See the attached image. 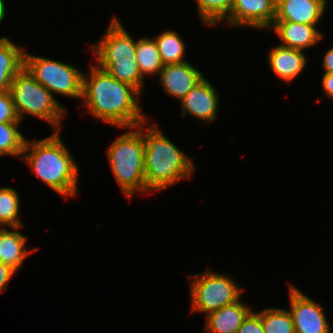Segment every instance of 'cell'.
I'll return each instance as SVG.
<instances>
[{
    "instance_id": "30",
    "label": "cell",
    "mask_w": 333,
    "mask_h": 333,
    "mask_svg": "<svg viewBox=\"0 0 333 333\" xmlns=\"http://www.w3.org/2000/svg\"><path fill=\"white\" fill-rule=\"evenodd\" d=\"M6 4L4 0H0V24L2 23L3 19L6 17Z\"/></svg>"
},
{
    "instance_id": "5",
    "label": "cell",
    "mask_w": 333,
    "mask_h": 333,
    "mask_svg": "<svg viewBox=\"0 0 333 333\" xmlns=\"http://www.w3.org/2000/svg\"><path fill=\"white\" fill-rule=\"evenodd\" d=\"M131 130V131H129ZM116 138L107 150L111 172L121 192L130 200L139 192L151 193L146 188L144 169V142L141 124L128 128Z\"/></svg>"
},
{
    "instance_id": "8",
    "label": "cell",
    "mask_w": 333,
    "mask_h": 333,
    "mask_svg": "<svg viewBox=\"0 0 333 333\" xmlns=\"http://www.w3.org/2000/svg\"><path fill=\"white\" fill-rule=\"evenodd\" d=\"M24 67L54 97L82 99L83 71L76 66L25 51Z\"/></svg>"
},
{
    "instance_id": "26",
    "label": "cell",
    "mask_w": 333,
    "mask_h": 333,
    "mask_svg": "<svg viewBox=\"0 0 333 333\" xmlns=\"http://www.w3.org/2000/svg\"><path fill=\"white\" fill-rule=\"evenodd\" d=\"M237 333H265L261 316L256 312V310H252L248 314L241 326L238 328Z\"/></svg>"
},
{
    "instance_id": "24",
    "label": "cell",
    "mask_w": 333,
    "mask_h": 333,
    "mask_svg": "<svg viewBox=\"0 0 333 333\" xmlns=\"http://www.w3.org/2000/svg\"><path fill=\"white\" fill-rule=\"evenodd\" d=\"M256 312L261 316L265 333H295L288 309L270 307Z\"/></svg>"
},
{
    "instance_id": "12",
    "label": "cell",
    "mask_w": 333,
    "mask_h": 333,
    "mask_svg": "<svg viewBox=\"0 0 333 333\" xmlns=\"http://www.w3.org/2000/svg\"><path fill=\"white\" fill-rule=\"evenodd\" d=\"M159 77L158 84L162 86L164 93L180 101L204 77V74L186 61L164 65Z\"/></svg>"
},
{
    "instance_id": "19",
    "label": "cell",
    "mask_w": 333,
    "mask_h": 333,
    "mask_svg": "<svg viewBox=\"0 0 333 333\" xmlns=\"http://www.w3.org/2000/svg\"><path fill=\"white\" fill-rule=\"evenodd\" d=\"M154 40L164 65L180 64L189 61L184 58L186 55L185 43L176 31L171 29L164 30Z\"/></svg>"
},
{
    "instance_id": "16",
    "label": "cell",
    "mask_w": 333,
    "mask_h": 333,
    "mask_svg": "<svg viewBox=\"0 0 333 333\" xmlns=\"http://www.w3.org/2000/svg\"><path fill=\"white\" fill-rule=\"evenodd\" d=\"M252 307L244 304L241 299L236 303L207 314L205 328L207 333H237L244 319L252 311Z\"/></svg>"
},
{
    "instance_id": "4",
    "label": "cell",
    "mask_w": 333,
    "mask_h": 333,
    "mask_svg": "<svg viewBox=\"0 0 333 333\" xmlns=\"http://www.w3.org/2000/svg\"><path fill=\"white\" fill-rule=\"evenodd\" d=\"M136 46L137 40L129 35L115 16L108 24L104 36L91 45L90 51L94 53L95 64L99 68L143 93L145 81L136 61Z\"/></svg>"
},
{
    "instance_id": "10",
    "label": "cell",
    "mask_w": 333,
    "mask_h": 333,
    "mask_svg": "<svg viewBox=\"0 0 333 333\" xmlns=\"http://www.w3.org/2000/svg\"><path fill=\"white\" fill-rule=\"evenodd\" d=\"M276 0H234L226 26L268 30L275 21Z\"/></svg>"
},
{
    "instance_id": "2",
    "label": "cell",
    "mask_w": 333,
    "mask_h": 333,
    "mask_svg": "<svg viewBox=\"0 0 333 333\" xmlns=\"http://www.w3.org/2000/svg\"><path fill=\"white\" fill-rule=\"evenodd\" d=\"M61 131L39 140H27L22 160L37 178L63 198L75 197L79 167L60 136Z\"/></svg>"
},
{
    "instance_id": "25",
    "label": "cell",
    "mask_w": 333,
    "mask_h": 333,
    "mask_svg": "<svg viewBox=\"0 0 333 333\" xmlns=\"http://www.w3.org/2000/svg\"><path fill=\"white\" fill-rule=\"evenodd\" d=\"M21 122L16 113L9 91L0 92V123Z\"/></svg>"
},
{
    "instance_id": "3",
    "label": "cell",
    "mask_w": 333,
    "mask_h": 333,
    "mask_svg": "<svg viewBox=\"0 0 333 333\" xmlns=\"http://www.w3.org/2000/svg\"><path fill=\"white\" fill-rule=\"evenodd\" d=\"M145 124L147 126L146 122L141 123V136L144 142L146 188L156 193L174 186L180 180L190 179L195 170L193 159L172 143L157 124L147 129Z\"/></svg>"
},
{
    "instance_id": "1",
    "label": "cell",
    "mask_w": 333,
    "mask_h": 333,
    "mask_svg": "<svg viewBox=\"0 0 333 333\" xmlns=\"http://www.w3.org/2000/svg\"><path fill=\"white\" fill-rule=\"evenodd\" d=\"M88 70L89 74L83 73L81 100L93 118L125 130L147 122L138 105L142 94L138 89L118 81L94 63Z\"/></svg>"
},
{
    "instance_id": "11",
    "label": "cell",
    "mask_w": 333,
    "mask_h": 333,
    "mask_svg": "<svg viewBox=\"0 0 333 333\" xmlns=\"http://www.w3.org/2000/svg\"><path fill=\"white\" fill-rule=\"evenodd\" d=\"M220 98L217 89L203 77L186 95L179 101L181 116L187 114L200 119L206 125L216 121Z\"/></svg>"
},
{
    "instance_id": "22",
    "label": "cell",
    "mask_w": 333,
    "mask_h": 333,
    "mask_svg": "<svg viewBox=\"0 0 333 333\" xmlns=\"http://www.w3.org/2000/svg\"><path fill=\"white\" fill-rule=\"evenodd\" d=\"M20 124L21 122L0 123V157H22L26 138L19 131Z\"/></svg>"
},
{
    "instance_id": "28",
    "label": "cell",
    "mask_w": 333,
    "mask_h": 333,
    "mask_svg": "<svg viewBox=\"0 0 333 333\" xmlns=\"http://www.w3.org/2000/svg\"><path fill=\"white\" fill-rule=\"evenodd\" d=\"M322 89L324 97L333 99V73H324L322 76Z\"/></svg>"
},
{
    "instance_id": "17",
    "label": "cell",
    "mask_w": 333,
    "mask_h": 333,
    "mask_svg": "<svg viewBox=\"0 0 333 333\" xmlns=\"http://www.w3.org/2000/svg\"><path fill=\"white\" fill-rule=\"evenodd\" d=\"M24 227H11V230L6 227L0 235V262L16 272L23 266L24 260L38 250L27 248L28 237L19 231Z\"/></svg>"
},
{
    "instance_id": "31",
    "label": "cell",
    "mask_w": 333,
    "mask_h": 333,
    "mask_svg": "<svg viewBox=\"0 0 333 333\" xmlns=\"http://www.w3.org/2000/svg\"><path fill=\"white\" fill-rule=\"evenodd\" d=\"M6 229V227L0 222V235Z\"/></svg>"
},
{
    "instance_id": "14",
    "label": "cell",
    "mask_w": 333,
    "mask_h": 333,
    "mask_svg": "<svg viewBox=\"0 0 333 333\" xmlns=\"http://www.w3.org/2000/svg\"><path fill=\"white\" fill-rule=\"evenodd\" d=\"M267 56L271 72L287 83L293 82L308 64L304 51L280 44L273 46Z\"/></svg>"
},
{
    "instance_id": "9",
    "label": "cell",
    "mask_w": 333,
    "mask_h": 333,
    "mask_svg": "<svg viewBox=\"0 0 333 333\" xmlns=\"http://www.w3.org/2000/svg\"><path fill=\"white\" fill-rule=\"evenodd\" d=\"M290 312L295 333H332L321 303L305 295L298 287L289 284Z\"/></svg>"
},
{
    "instance_id": "6",
    "label": "cell",
    "mask_w": 333,
    "mask_h": 333,
    "mask_svg": "<svg viewBox=\"0 0 333 333\" xmlns=\"http://www.w3.org/2000/svg\"><path fill=\"white\" fill-rule=\"evenodd\" d=\"M9 93L21 122L29 114L51 124L53 131H61L66 108L25 67L12 79Z\"/></svg>"
},
{
    "instance_id": "27",
    "label": "cell",
    "mask_w": 333,
    "mask_h": 333,
    "mask_svg": "<svg viewBox=\"0 0 333 333\" xmlns=\"http://www.w3.org/2000/svg\"><path fill=\"white\" fill-rule=\"evenodd\" d=\"M16 273L14 269L0 262V293L6 291L7 285Z\"/></svg>"
},
{
    "instance_id": "29",
    "label": "cell",
    "mask_w": 333,
    "mask_h": 333,
    "mask_svg": "<svg viewBox=\"0 0 333 333\" xmlns=\"http://www.w3.org/2000/svg\"><path fill=\"white\" fill-rule=\"evenodd\" d=\"M322 60L324 73H333V47L326 52Z\"/></svg>"
},
{
    "instance_id": "20",
    "label": "cell",
    "mask_w": 333,
    "mask_h": 333,
    "mask_svg": "<svg viewBox=\"0 0 333 333\" xmlns=\"http://www.w3.org/2000/svg\"><path fill=\"white\" fill-rule=\"evenodd\" d=\"M136 61L144 77L145 75H160L164 64L154 38L142 37L137 40Z\"/></svg>"
},
{
    "instance_id": "7",
    "label": "cell",
    "mask_w": 333,
    "mask_h": 333,
    "mask_svg": "<svg viewBox=\"0 0 333 333\" xmlns=\"http://www.w3.org/2000/svg\"><path fill=\"white\" fill-rule=\"evenodd\" d=\"M188 279L191 281V313L207 315L223 306L236 303L244 291L235 279L209 268L202 273L190 275Z\"/></svg>"
},
{
    "instance_id": "18",
    "label": "cell",
    "mask_w": 333,
    "mask_h": 333,
    "mask_svg": "<svg viewBox=\"0 0 333 333\" xmlns=\"http://www.w3.org/2000/svg\"><path fill=\"white\" fill-rule=\"evenodd\" d=\"M26 49L8 37H0V92H7L14 76L24 67Z\"/></svg>"
},
{
    "instance_id": "21",
    "label": "cell",
    "mask_w": 333,
    "mask_h": 333,
    "mask_svg": "<svg viewBox=\"0 0 333 333\" xmlns=\"http://www.w3.org/2000/svg\"><path fill=\"white\" fill-rule=\"evenodd\" d=\"M201 23L217 26L231 13L234 0H195Z\"/></svg>"
},
{
    "instance_id": "23",
    "label": "cell",
    "mask_w": 333,
    "mask_h": 333,
    "mask_svg": "<svg viewBox=\"0 0 333 333\" xmlns=\"http://www.w3.org/2000/svg\"><path fill=\"white\" fill-rule=\"evenodd\" d=\"M20 198L14 188H0V222L6 227H23L19 218Z\"/></svg>"
},
{
    "instance_id": "13",
    "label": "cell",
    "mask_w": 333,
    "mask_h": 333,
    "mask_svg": "<svg viewBox=\"0 0 333 333\" xmlns=\"http://www.w3.org/2000/svg\"><path fill=\"white\" fill-rule=\"evenodd\" d=\"M327 3L328 0H276L275 21L317 25Z\"/></svg>"
},
{
    "instance_id": "15",
    "label": "cell",
    "mask_w": 333,
    "mask_h": 333,
    "mask_svg": "<svg viewBox=\"0 0 333 333\" xmlns=\"http://www.w3.org/2000/svg\"><path fill=\"white\" fill-rule=\"evenodd\" d=\"M290 21H274L273 29L282 43L280 45L305 51L321 42L323 33L316 27Z\"/></svg>"
}]
</instances>
